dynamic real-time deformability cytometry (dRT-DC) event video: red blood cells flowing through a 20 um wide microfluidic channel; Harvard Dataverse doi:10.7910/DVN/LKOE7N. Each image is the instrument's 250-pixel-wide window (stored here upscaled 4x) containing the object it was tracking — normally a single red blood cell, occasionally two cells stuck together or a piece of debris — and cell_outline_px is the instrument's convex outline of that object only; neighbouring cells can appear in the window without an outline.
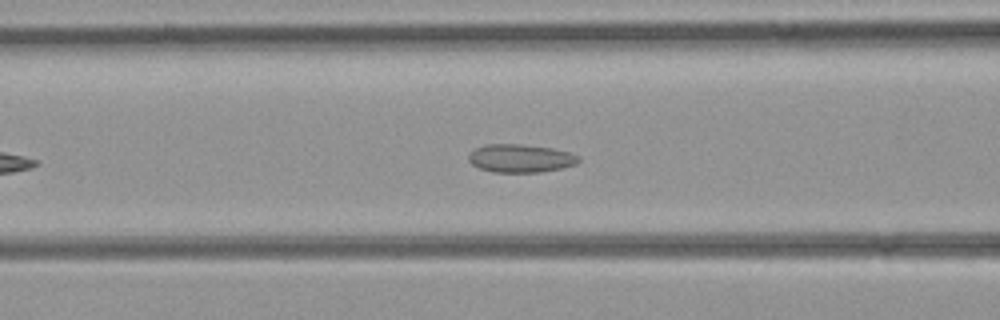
{"species": "common noctule bat (a hibernating species)", "species_latin": "Nyctalus noctula", "temperature_condition": "room temperature", "stored_images_in_passage": 26, "camera_frame_rate_fps": 3000, "um_per_image_px": 0.085, "animal": {"sex": "female", "body_mass_g": 21.9}, "frame": {"image": 1, "passage_image": 4, "time_ms": 1.0, "image_size_px": [1000, 320], "cell_outline_px": [[580, 160], [576, 164], [560, 168], [540, 172], [492, 172], [480, 168], [472, 164], [468, 160], [468, 156], [476, 148], [484, 144], [520, 144], [552, 148], [568, 152], [580, 156]], "centroid_in_image_um": [44.24, 13.45], "position_along_channel_um": 122.4, "area_um2": 17.98}}
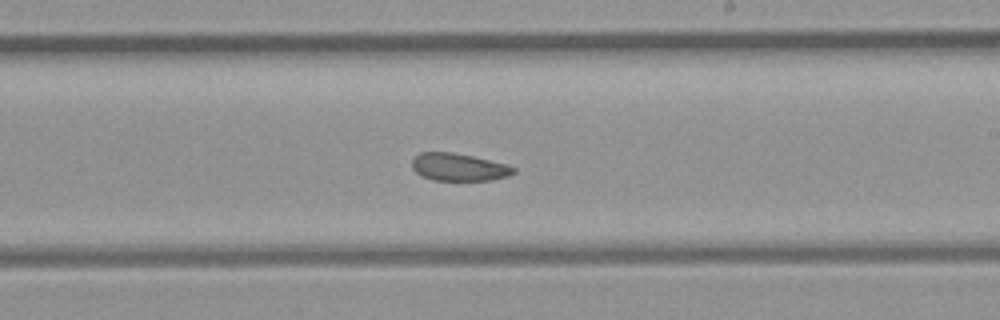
{"frame": {"image": 2, "passage_image": 12, "time_ms": 3.667, "image_size_px": [1000, 320], "cell_outline_px": [[516, 172], [508, 176], [492, 180], [432, 180], [420, 176], [412, 168], [412, 156], [420, 152], [452, 152], [472, 156], [504, 164], [516, 168]], "centroid_in_image_um": [38.94, 14.2], "position_along_channel_um": 250.1, "area_um2": 16.36}}
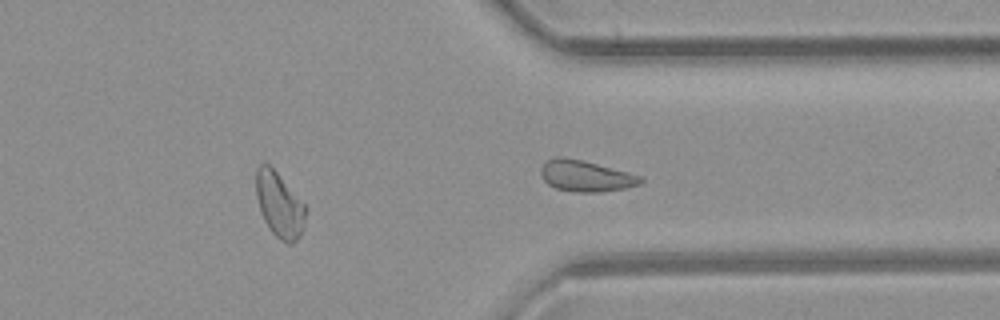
{"frame": {"image": 3, "passage_image": 19, "time_ms": 6.0, "image_size_px": [1000, 320], "cell_outline_px": [[308, 208], [304, 228], [300, 236], [292, 244], [288, 244], [280, 240], [272, 232], [264, 220], [260, 212], [256, 196], [256, 168], [260, 164], [268, 164], [276, 172]], "centroid_in_image_um": [23.76, 17.45], "position_along_channel_um": 387.6, "area_um2": 18.84}}